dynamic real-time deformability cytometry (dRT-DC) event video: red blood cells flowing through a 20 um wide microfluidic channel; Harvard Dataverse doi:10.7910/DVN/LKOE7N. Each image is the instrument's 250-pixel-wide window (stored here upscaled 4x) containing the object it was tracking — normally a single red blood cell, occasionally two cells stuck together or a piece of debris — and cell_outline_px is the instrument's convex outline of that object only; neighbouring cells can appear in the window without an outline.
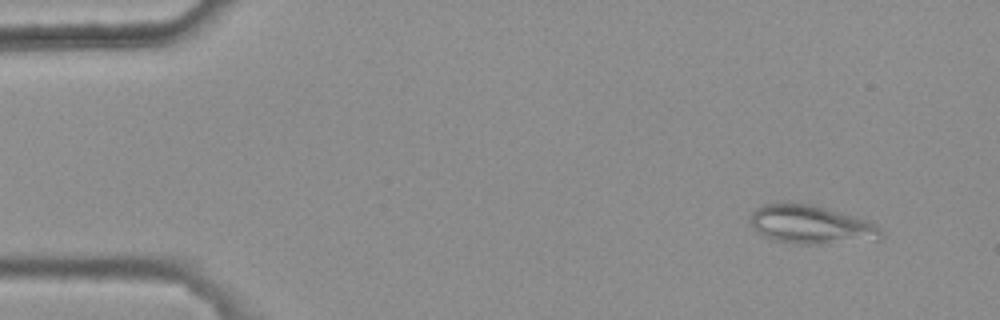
{"species": "common noctule bat (a hibernating species)", "species_latin": "Nyctalus noctula", "temperature_condition": "warm", "stored_images_in_passage": 4, "camera_frame_rate_fps": 3000, "um_per_image_px": 0.085, "animal": {"sex": "female", "body_mass_g": 25.1}, "frame": {"image": 1, "passage_image": 1, "time_ms": 0.0, "image_size_px": [1000, 320], "cell_outline_px": [[884, 236], [880, 240], [820, 244], [796, 244], [772, 240], [764, 236], [752, 224], [752, 212], [756, 208], [764, 204], [812, 204], [868, 220], [876, 224], [884, 232]], "centroid_in_image_um": [69.04, 19.12], "position_along_channel_um": 16.0, "area_um2": 29.25}}